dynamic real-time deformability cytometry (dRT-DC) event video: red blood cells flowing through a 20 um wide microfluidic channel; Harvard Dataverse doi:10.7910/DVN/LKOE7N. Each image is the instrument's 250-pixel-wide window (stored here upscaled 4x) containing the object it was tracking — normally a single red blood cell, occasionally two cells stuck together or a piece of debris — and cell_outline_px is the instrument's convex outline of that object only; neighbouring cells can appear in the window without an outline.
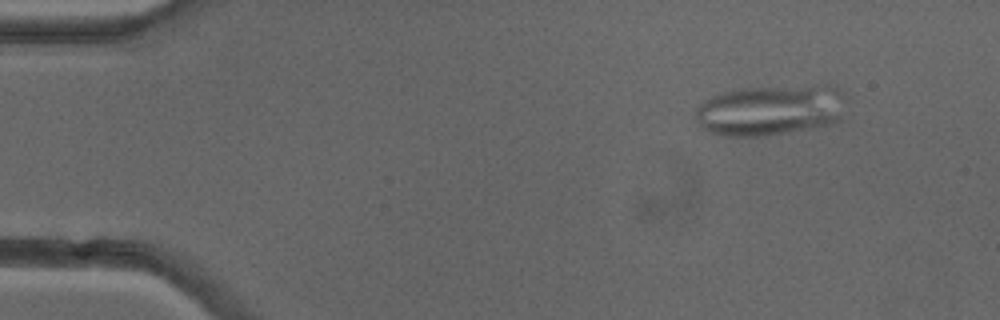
{"species": "common noctule bat (a hibernating species)", "species_latin": "Nyctalus noctula", "temperature_condition": "cold", "stored_images_in_passage": 11, "camera_frame_rate_fps": 3000, "um_per_image_px": 0.085, "animal": {"sex": "female"}, "frame": {"image": 1, "passage_image": 2, "time_ms": 0.333, "image_size_px": [1000, 320], "cell_outline_px": [[840, 120], [828, 124], [764, 136], [724, 136], [712, 132], [704, 128], [700, 124], [696, 116], [696, 108], [704, 100], [712, 96], [724, 92], [744, 88], [812, 84], [836, 84], [840, 92]], "centroid_in_image_um": [65.45, 9.33], "position_along_channel_um": 19.5, "area_um2": 44.04}}